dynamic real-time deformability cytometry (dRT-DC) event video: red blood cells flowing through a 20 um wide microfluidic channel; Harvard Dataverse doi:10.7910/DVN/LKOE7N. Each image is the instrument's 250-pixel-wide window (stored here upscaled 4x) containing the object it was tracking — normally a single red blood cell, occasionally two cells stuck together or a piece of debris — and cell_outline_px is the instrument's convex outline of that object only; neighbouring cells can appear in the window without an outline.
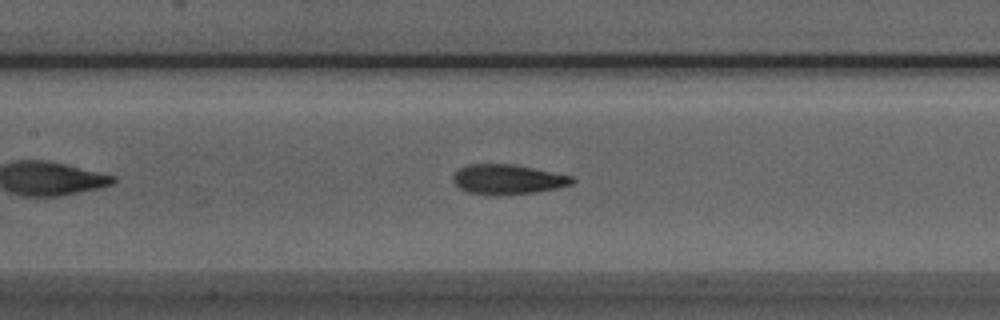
{"species": "Egyptian fruit bat (a non-hibernating species)", "species_latin": "Rousettus aegyptiacus", "temperature_condition": "room temperature", "stored_images_in_passage": 40, "camera_frame_rate_fps": 3000, "um_per_image_px": 0.085, "animal": {"sex": "male"}, "frame": {"image": 1, "passage_image": 13, "time_ms": 4.0, "image_size_px": [1000, 320], "cell_outline_px": [[576, 180], [572, 184], [556, 188], [536, 192], [500, 196], [496, 196], [468, 192], [460, 188], [452, 180], [452, 176], [460, 168], [468, 164], [512, 164], [572, 176]], "centroid_in_image_um": [43.14, 15.26], "position_along_channel_um": 164.3, "area_um2": 20.69}}
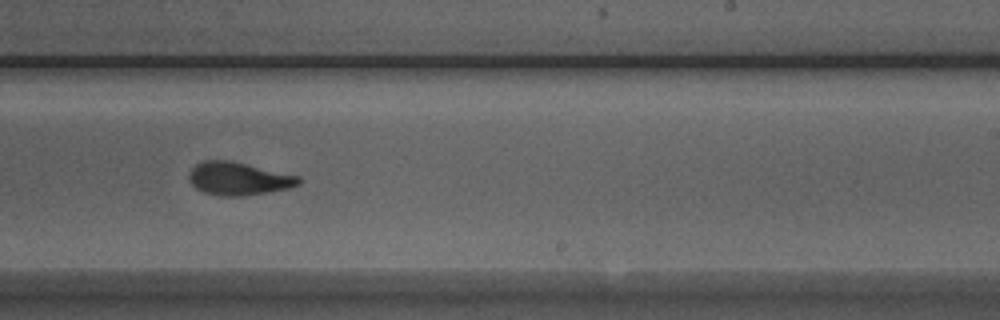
{"frame": {"image": 2, "passage_image": 21, "time_ms": 6.667, "image_size_px": [1000, 320], "cell_outline_px": [[300, 184], [288, 188], [268, 192], [244, 196], [220, 196], [204, 192], [196, 188], [188, 180], [188, 172], [196, 164], [204, 160], [232, 160], [300, 176]], "centroid_in_image_um": [20.26, 15.17], "position_along_channel_um": 268.7, "area_um2": 21.27}}
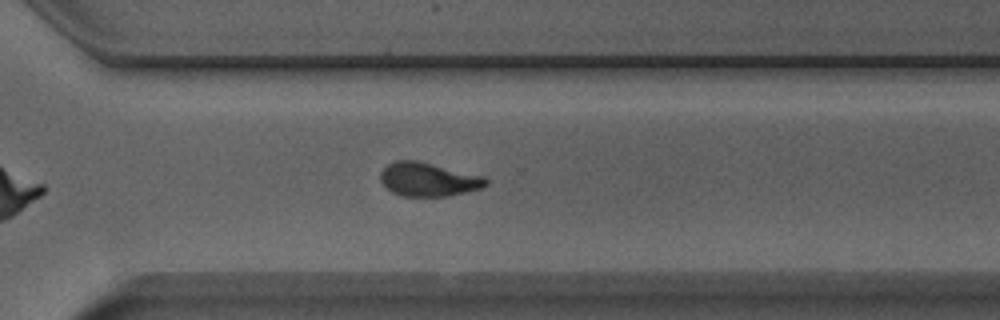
{"frame": {"image": 3, "passage_image": 26, "time_ms": 8.333, "image_size_px": [1000, 320], "cell_outline_px": [[488, 184], [484, 188], [448, 196], [400, 196], [392, 192], [380, 180], [380, 172], [388, 164], [396, 160], [416, 160], [484, 176], [488, 180]], "centroid_in_image_um": [36.43, 15.25], "position_along_channel_um": 334.2, "area_um2": 20.75}}